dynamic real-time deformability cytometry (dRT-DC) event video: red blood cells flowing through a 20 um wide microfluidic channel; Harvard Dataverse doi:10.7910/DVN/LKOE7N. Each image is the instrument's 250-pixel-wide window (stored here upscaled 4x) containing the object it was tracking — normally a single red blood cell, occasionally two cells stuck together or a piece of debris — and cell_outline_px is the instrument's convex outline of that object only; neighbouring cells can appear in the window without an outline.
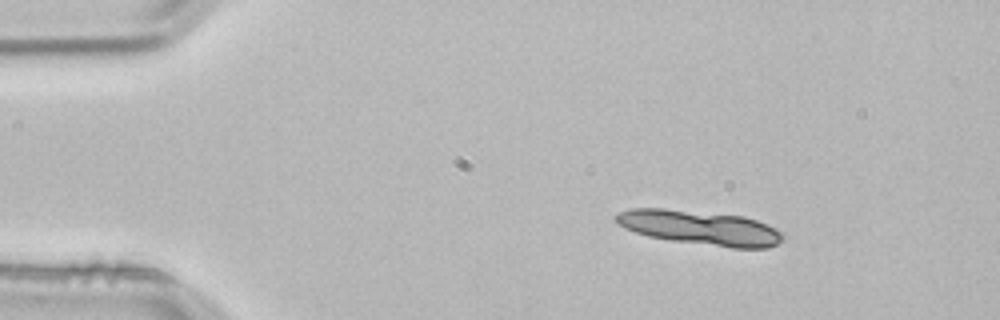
{"species": "common noctule bat (a hibernating species)", "species_latin": "Nyctalus noctula", "temperature_condition": "room temperature", "stored_images_in_passage": 3, "camera_frame_rate_fps": 3000, "um_per_image_px": 0.085, "animal": {"sex": "male", "body_mass_g": 21.5, "forearm_length_mm": 52.0}, "frame": {"image": 1, "passage_image": 1, "time_ms": 0.0, "image_size_px": [1000, 320], "cell_outline_px": [[784, 240], [768, 248], [732, 248], [672, 240], [648, 236], [624, 228], [616, 224], [612, 216], [616, 212], [632, 208], [664, 208], [744, 216], [768, 224], [784, 232]], "centroid_in_image_um": [59.49, 19.34], "position_along_channel_um": 25.5, "area_um2": 33.81}}